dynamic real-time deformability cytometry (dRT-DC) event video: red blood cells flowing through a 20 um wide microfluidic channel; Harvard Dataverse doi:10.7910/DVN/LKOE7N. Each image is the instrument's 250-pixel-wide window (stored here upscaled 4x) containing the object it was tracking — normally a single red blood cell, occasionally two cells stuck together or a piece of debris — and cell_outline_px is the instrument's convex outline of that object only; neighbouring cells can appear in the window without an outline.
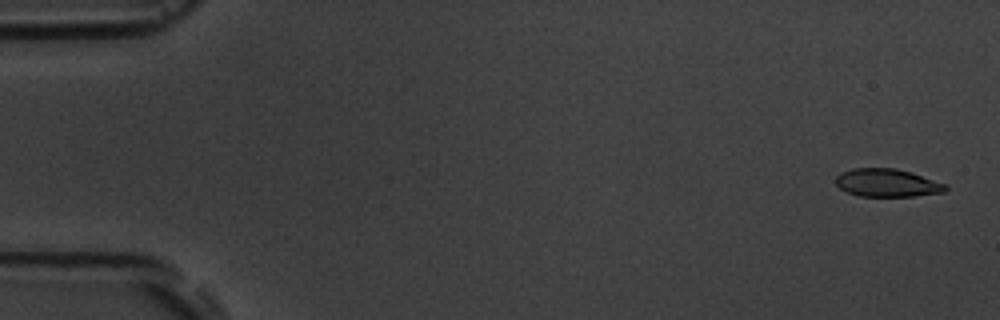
{"species": "common noctule bat (a hibernating species)", "species_latin": "Nyctalus noctula", "temperature_condition": "room temperature", "stored_images_in_passage": 10, "camera_frame_rate_fps": 3000, "um_per_image_px": 0.085, "animal": {"sex": "male", "body_mass_g": 19.5, "forearm_length_mm": 54.6}, "frame": {"image": 1, "passage_image": 1, "time_ms": 0.0, "image_size_px": [1000, 320], "cell_outline_px": [[948, 188], [944, 192], [916, 196], [860, 196], [848, 192], [840, 188], [836, 184], [836, 176], [840, 172], [852, 168], [896, 168], [912, 172], [944, 184]], "centroid_in_image_um": [75.38, 15.53], "position_along_channel_um": 9.6, "area_um2": 17.86}}
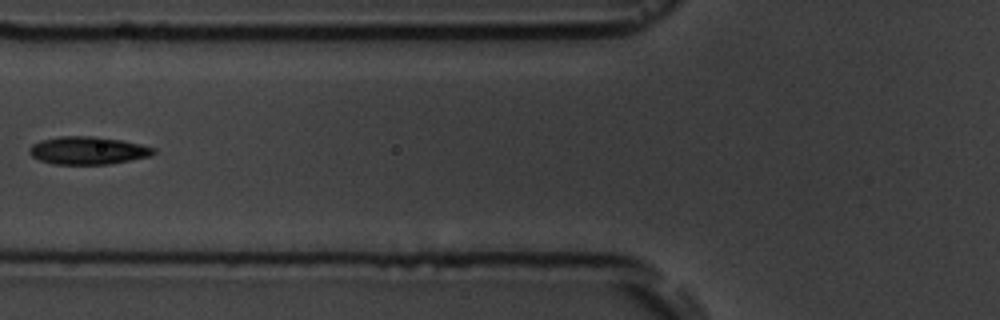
{"frame": {"image": 2, "passage_image": 6, "time_ms": 6.667, "image_size_px": [1000, 320], "cell_outline_px": [[156, 152], [152, 156], [108, 164], [52, 164], [40, 160], [32, 156], [28, 152], [28, 148], [32, 144], [40, 140], [60, 136], [96, 136], [124, 140], [156, 148]], "centroid_in_image_um": [7.48, 12.78], "position_along_channel_um": 118.3, "area_um2": 20.35}}
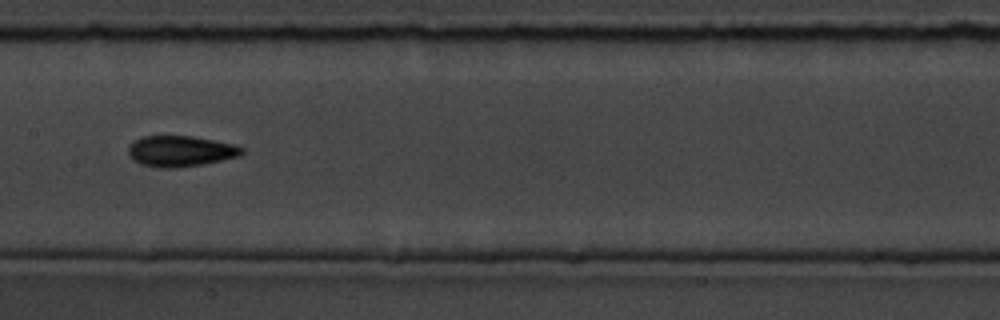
{"frame": {"image": 3, "passage_image": 8, "time_ms": 8.667, "image_size_px": [1000, 320], "cell_outline_px": [[244, 152], [240, 156], [204, 164], [172, 168], [160, 168], [140, 164], [128, 152], [128, 148], [136, 140], [144, 136], [192, 136], [232, 144], [244, 148]], "centroid_in_image_um": [15.38, 12.85], "position_along_channel_um": 192.0, "area_um2": 20.11}}